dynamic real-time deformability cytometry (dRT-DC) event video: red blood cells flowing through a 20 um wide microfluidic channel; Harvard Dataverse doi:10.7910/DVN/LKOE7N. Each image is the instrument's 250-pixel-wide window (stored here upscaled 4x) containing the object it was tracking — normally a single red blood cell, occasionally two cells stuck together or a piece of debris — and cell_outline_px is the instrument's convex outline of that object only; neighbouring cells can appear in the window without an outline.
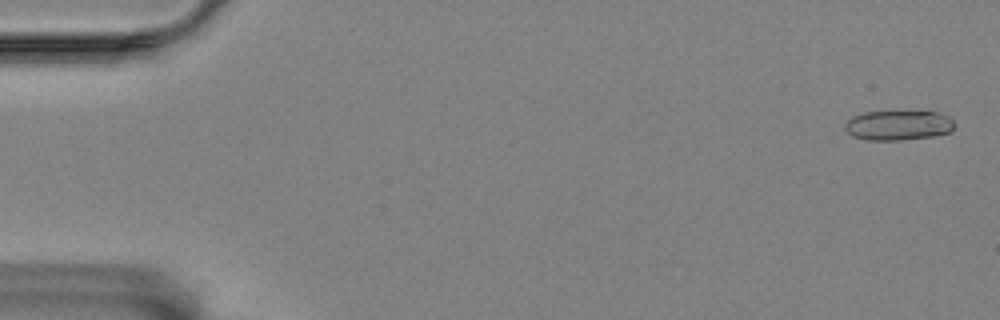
{"species": "Egyptian fruit bat (a non-hibernating species)", "species_latin": "Rousettus aegyptiacus", "temperature_condition": "room temperature", "stored_images_in_passage": 18, "camera_frame_rate_fps": 3000, "um_per_image_px": 0.085, "animal": {"sex": "female"}, "frame": {"image": 1, "passage_image": 2, "time_ms": 0.333, "image_size_px": [1000, 320], "cell_outline_px": [[956, 124], [952, 132], [932, 136], [900, 140], [868, 140], [852, 136], [844, 128], [844, 124], [852, 116], [864, 112], [896, 108], [904, 108], [940, 112], [948, 116]], "centroid_in_image_um": [76.38, 10.58], "position_along_channel_um": 8.6, "area_um2": 20.29}}
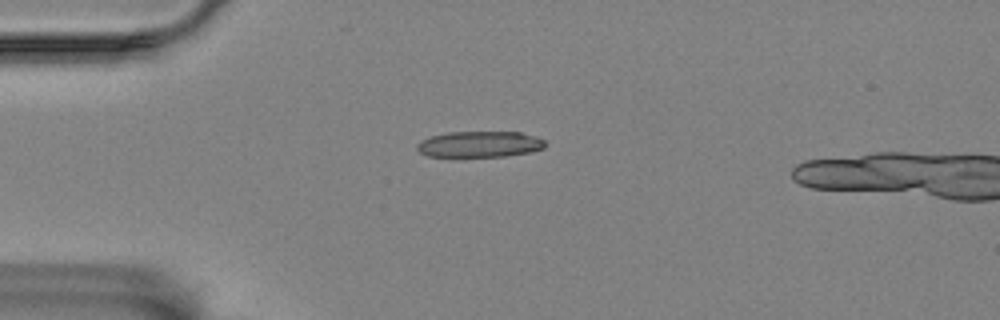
{"frame": {"image": 2, "passage_image": 15, "time_ms": 4.667, "image_size_px": [1000, 320], "cell_outline_px": [[544, 148], [532, 152], [504, 156], [428, 156], [420, 152], [416, 148], [416, 144], [420, 140], [432, 136], [448, 132], [520, 132], [536, 136], [544, 140]], "centroid_in_image_um": [40.77, 12.25], "position_along_channel_um": 44.2, "area_um2": 19.36}}